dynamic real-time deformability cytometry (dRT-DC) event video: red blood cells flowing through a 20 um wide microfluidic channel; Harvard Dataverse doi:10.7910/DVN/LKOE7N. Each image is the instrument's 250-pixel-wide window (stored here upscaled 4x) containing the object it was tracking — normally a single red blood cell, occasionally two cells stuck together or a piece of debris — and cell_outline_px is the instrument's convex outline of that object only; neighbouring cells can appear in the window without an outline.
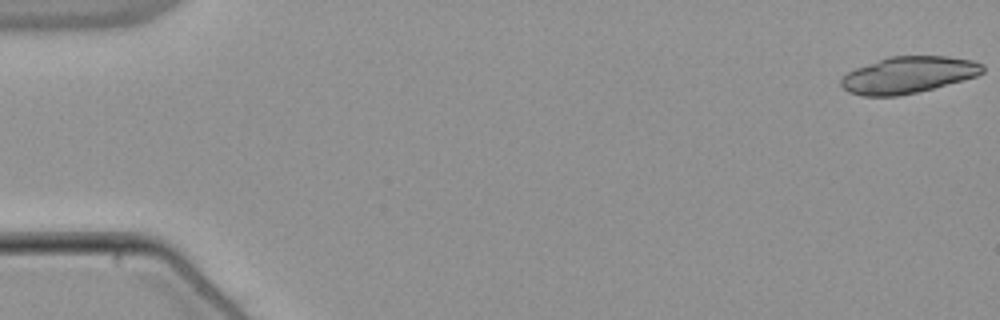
{"species": "common noctule bat (a hibernating species)", "species_latin": "Nyctalus noctula", "temperature_condition": "warm", "stored_images_in_passage": 8, "camera_frame_rate_fps": 3000, "um_per_image_px": 0.085, "animal": {"sex": "male", "body_mass_g": 21.5, "forearm_length_mm": 52.0}, "frame": {"image": 1, "passage_image": 1, "time_ms": 0.0, "image_size_px": [1000, 320], "cell_outline_px": [[984, 72], [976, 76], [932, 88], [900, 96], [860, 96], [848, 92], [840, 84], [840, 80], [848, 72], [856, 68], [888, 56], [948, 56], [972, 60], [984, 64]], "centroid_in_image_um": [77.19, 6.36], "position_along_channel_um": 7.8, "area_um2": 30.11}}